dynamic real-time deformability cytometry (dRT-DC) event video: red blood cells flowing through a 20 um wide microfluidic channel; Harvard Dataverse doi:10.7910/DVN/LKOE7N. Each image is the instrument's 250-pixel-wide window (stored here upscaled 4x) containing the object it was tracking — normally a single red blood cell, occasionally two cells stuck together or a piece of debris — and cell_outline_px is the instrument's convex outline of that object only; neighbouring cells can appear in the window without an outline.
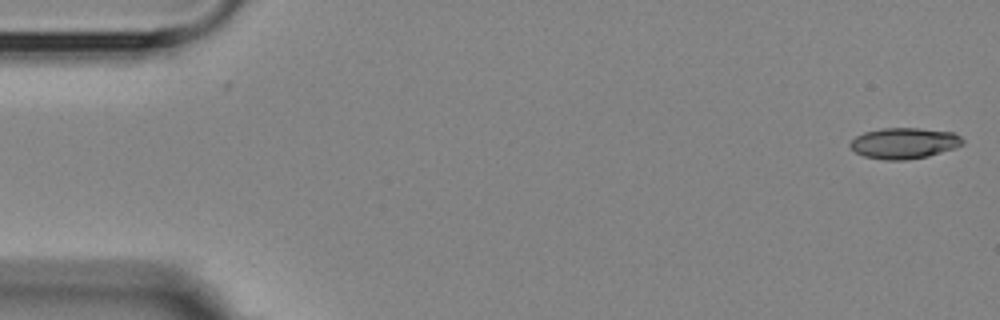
{"species": "Egyptian fruit bat (a non-hibernating species)", "species_latin": "Rousettus aegyptiacus", "temperature_condition": "room temperature", "stored_images_in_passage": 6, "segment_of_instrument_passage": [1, 2], "camera_frame_rate_fps": 3000, "um_per_image_px": 0.085, "animal": {"sex": "female"}, "frame": {"image": 1, "passage_image": 1, "time_ms": 0.0, "image_size_px": [1000, 320], "cell_outline_px": [[964, 144], [928, 156], [904, 160], [884, 160], [864, 156], [856, 152], [848, 144], [856, 136], [864, 132], [880, 128], [920, 128], [952, 132], [960, 136], [964, 140]], "centroid_in_image_um": [76.83, 12.16], "position_along_channel_um": 8.2, "area_um2": 20.17}}
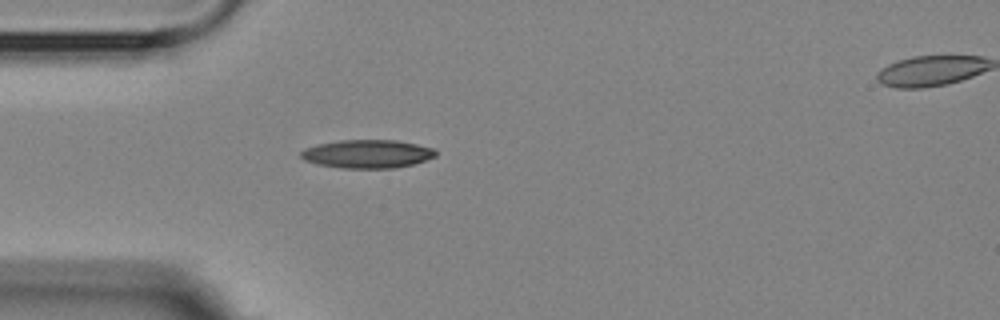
{"frame": {"image": 2, "passage_image": 5, "time_ms": 4.667, "image_size_px": [1000, 320], "cell_outline_px": [[436, 156], [412, 164], [396, 168], [340, 168], [316, 164], [304, 160], [300, 156], [300, 152], [304, 148], [316, 144], [340, 140], [396, 140], [416, 144], [432, 148], [436, 152]], "centroid_in_image_um": [31.17, 13.08], "position_along_channel_um": 53.8, "area_um2": 22.31}}